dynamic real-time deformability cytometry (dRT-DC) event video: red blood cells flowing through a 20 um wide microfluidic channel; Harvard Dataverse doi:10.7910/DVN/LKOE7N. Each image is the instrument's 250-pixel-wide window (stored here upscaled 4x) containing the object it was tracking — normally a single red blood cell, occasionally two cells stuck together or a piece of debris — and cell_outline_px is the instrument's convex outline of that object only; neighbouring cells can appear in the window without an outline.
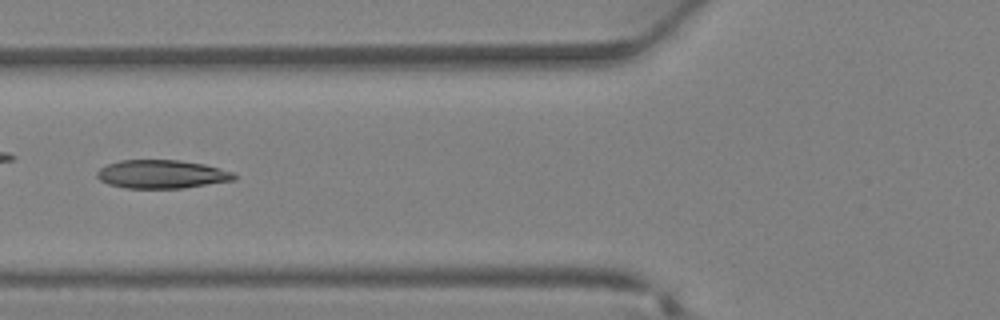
{"species": "Egyptian fruit bat (a non-hibernating species)", "species_latin": "Rousettus aegyptiacus", "temperature_condition": "warm", "stored_images_in_passage": 25, "camera_frame_rate_fps": 3000, "um_per_image_px": 0.085, "animal": {"sex": "female"}, "frame": {"image": 1, "passage_image": 4, "time_ms": 1.0, "image_size_px": [1000, 320], "cell_outline_px": [[236, 180], [184, 188], [124, 188], [108, 184], [100, 180], [96, 176], [96, 172], [100, 168], [108, 164], [120, 160], [180, 160], [204, 164], [232, 172], [236, 176]], "centroid_in_image_um": [13.73, 14.81], "position_along_channel_um": 112.1, "area_um2": 22.77}}
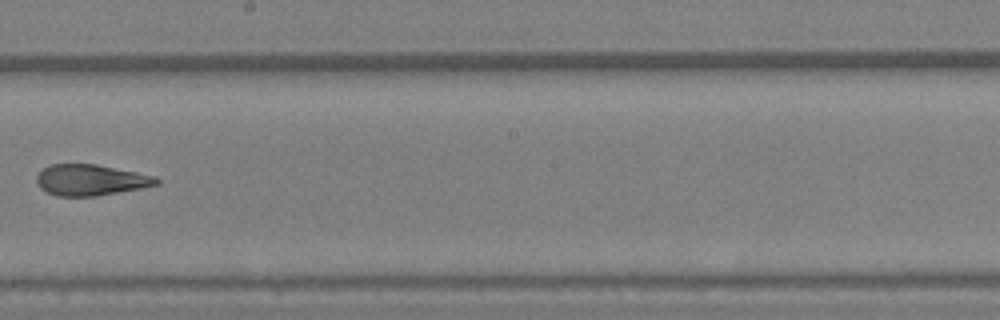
{"frame": {"image": 2, "passage_image": 11, "time_ms": 3.333, "image_size_px": [1000, 320], "cell_outline_px": [[160, 184], [140, 188], [96, 196], [56, 196], [40, 188], [36, 184], [36, 176], [44, 168], [52, 164], [96, 164], [156, 176], [160, 180]], "centroid_in_image_um": [7.7, 15.3], "position_along_channel_um": 240.5, "area_um2": 21.62}}
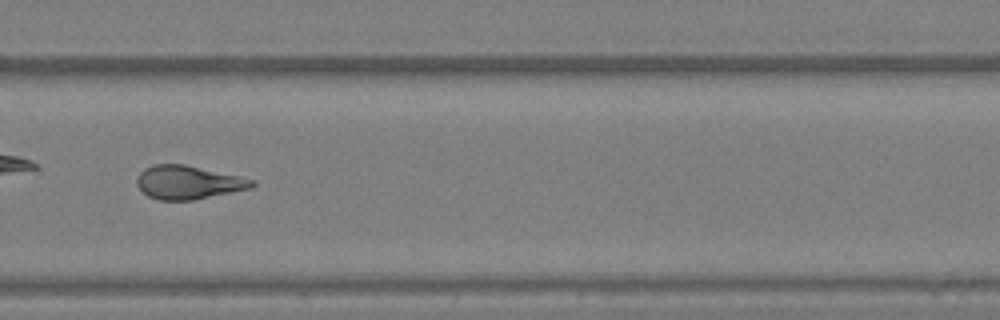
{"frame": {"image": 3, "passage_image": 15, "time_ms": 4.667, "image_size_px": [1000, 320], "cell_outline_px": [[256, 184], [252, 188], [192, 200], [160, 200], [148, 196], [136, 184], [136, 180], [140, 172], [144, 168], [152, 164], [184, 164], [256, 180]], "centroid_in_image_um": [15.99, 15.5], "position_along_channel_um": 313.8, "area_um2": 22.37}}